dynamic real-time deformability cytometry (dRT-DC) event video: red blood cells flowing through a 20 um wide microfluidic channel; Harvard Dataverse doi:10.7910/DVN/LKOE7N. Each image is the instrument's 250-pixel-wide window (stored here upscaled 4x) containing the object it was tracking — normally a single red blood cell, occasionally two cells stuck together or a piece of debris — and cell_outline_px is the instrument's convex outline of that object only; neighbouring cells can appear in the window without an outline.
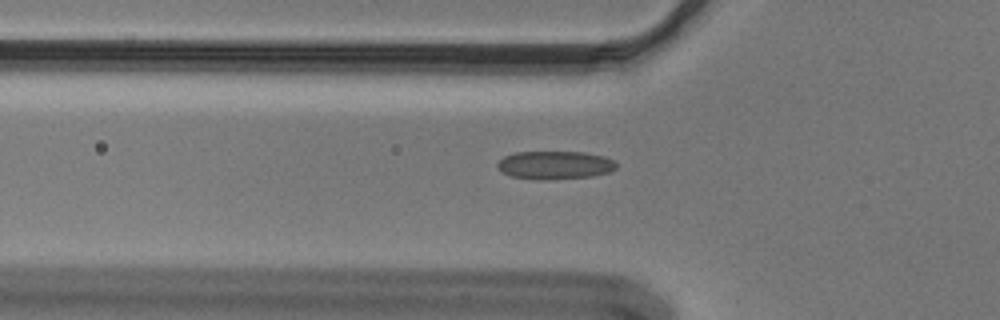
{"species": "Egyptian fruit bat (a non-hibernating species)", "species_latin": "Rousettus aegyptiacus", "temperature_condition": "cold", "stored_images_in_passage": 41, "camera_frame_rate_fps": 3000, "um_per_image_px": 0.085, "animal": {"sex": "male"}, "frame": {"image": 1, "passage_image": 6, "time_ms": 1.667, "image_size_px": [1000, 320], "cell_outline_px": [[616, 168], [608, 172], [592, 176], [548, 180], [540, 180], [512, 176], [504, 172], [496, 164], [504, 156], [516, 152], [584, 152], [604, 156], [612, 160], [616, 164]], "centroid_in_image_um": [47.17, 14.03], "position_along_channel_um": 78.6, "area_um2": 19.36}}
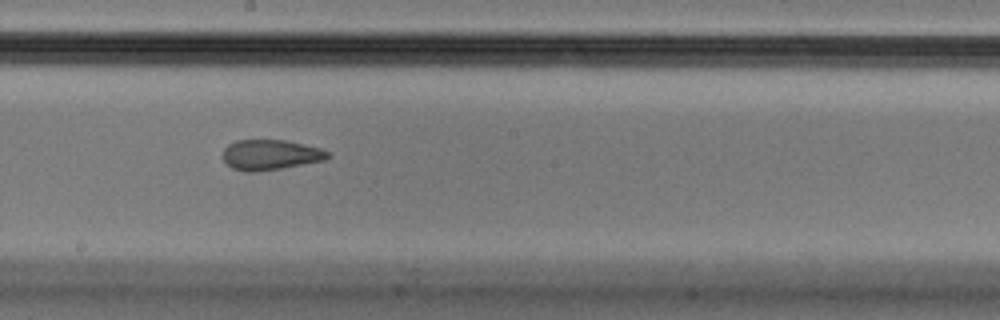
{"frame": {"image": 2, "passage_image": 18, "time_ms": 5.667, "image_size_px": [1000, 320], "cell_outline_px": [[332, 156], [324, 160], [280, 168], [256, 172], [244, 172], [232, 168], [220, 156], [224, 148], [228, 144], [236, 140], [284, 140], [320, 148], [328, 152]], "centroid_in_image_um": [22.93, 13.16], "position_along_channel_um": 225.3, "area_um2": 18.5}}
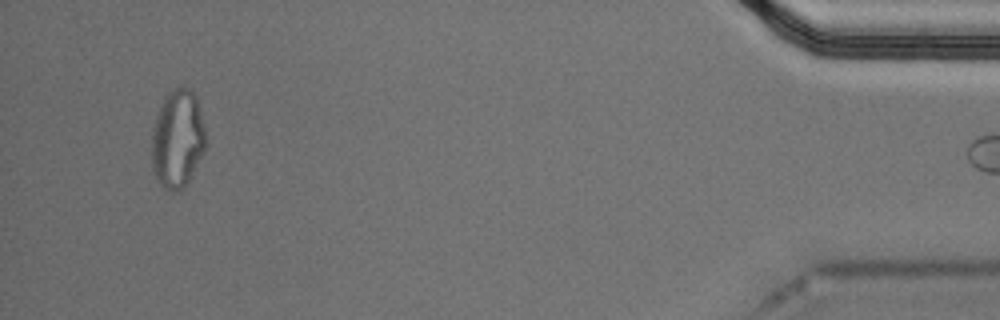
{"frame": {"image": 3, "passage_image": 40, "time_ms": 13.0, "image_size_px": [1000, 320], "cell_outline_px": [[208, 144], [204, 152], [184, 188], [176, 192], [168, 192], [160, 184], [152, 168], [152, 128], [156, 116], [164, 96], [168, 92], [180, 84], [192, 88], [196, 96]], "centroid_in_image_um": [15.1, 11.78], "position_along_channel_um": 420.1, "area_um2": 31.44}}